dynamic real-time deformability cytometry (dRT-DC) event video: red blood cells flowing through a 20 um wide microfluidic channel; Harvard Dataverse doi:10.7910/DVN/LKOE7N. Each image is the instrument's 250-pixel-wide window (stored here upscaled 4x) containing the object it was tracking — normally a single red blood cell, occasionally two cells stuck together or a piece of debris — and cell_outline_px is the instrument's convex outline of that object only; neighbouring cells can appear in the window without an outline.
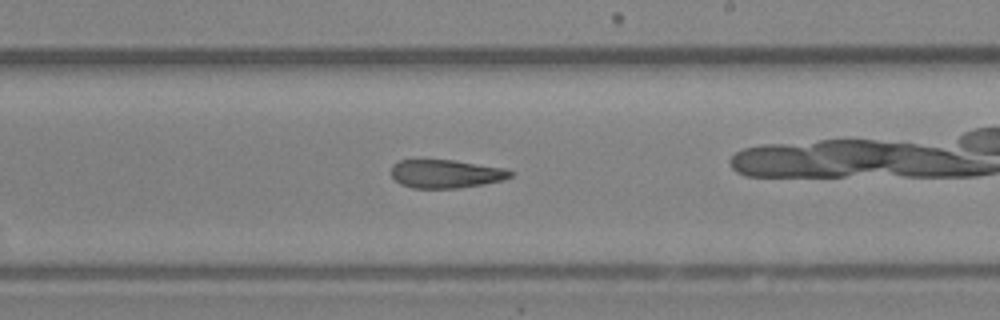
{"species": "Egyptian fruit bat (a non-hibernating species)", "species_latin": "Rousettus aegyptiacus", "temperature_condition": "room temperature", "stored_images_in_passage": 43, "camera_frame_rate_fps": 3000, "um_per_image_px": 0.085, "animal": {"sex": "female"}, "frame": {"image": 1, "passage_image": 25, "time_ms": 8.0, "image_size_px": [1000, 320], "cell_outline_px": [[512, 176], [504, 180], [484, 184], [460, 188], [412, 188], [400, 184], [392, 176], [392, 164], [400, 160], [452, 160], [504, 168], [512, 172]], "centroid_in_image_um": [37.89, 14.78], "position_along_channel_um": 251.1, "area_um2": 19.65}}